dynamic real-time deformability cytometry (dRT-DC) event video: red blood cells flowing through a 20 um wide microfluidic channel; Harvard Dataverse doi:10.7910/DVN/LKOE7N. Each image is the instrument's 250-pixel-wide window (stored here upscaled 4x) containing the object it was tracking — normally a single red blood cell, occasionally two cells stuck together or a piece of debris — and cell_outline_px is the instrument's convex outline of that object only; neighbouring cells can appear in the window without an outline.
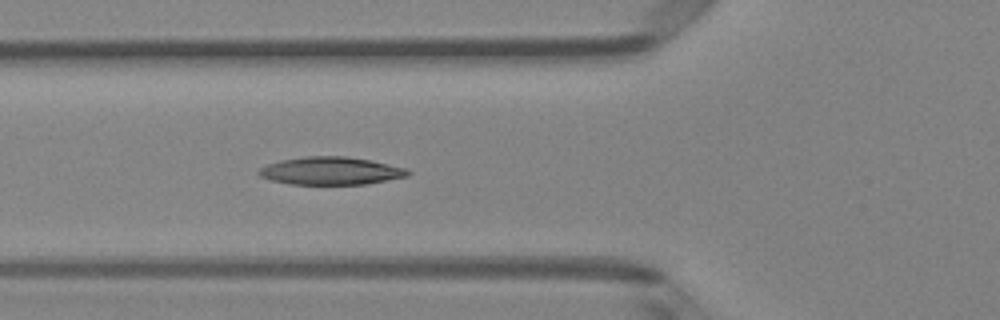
{"species": "Egyptian fruit bat (a non-hibernating species)", "species_latin": "Rousettus aegyptiacus", "temperature_condition": "room temperature", "stored_images_in_passage": 42, "camera_frame_rate_fps": 3000, "um_per_image_px": 0.085, "animal": {"sex": "female"}, "frame": {"image": 1, "passage_image": 10, "time_ms": 3.0, "image_size_px": [1000, 320], "cell_outline_px": [[412, 172], [408, 176], [364, 184], [288, 184], [272, 180], [260, 176], [256, 172], [260, 168], [268, 164], [280, 160], [304, 156], [348, 156], [372, 160], [404, 168]], "centroid_in_image_um": [28.1, 14.51], "position_along_channel_um": 97.7, "area_um2": 24.1}}
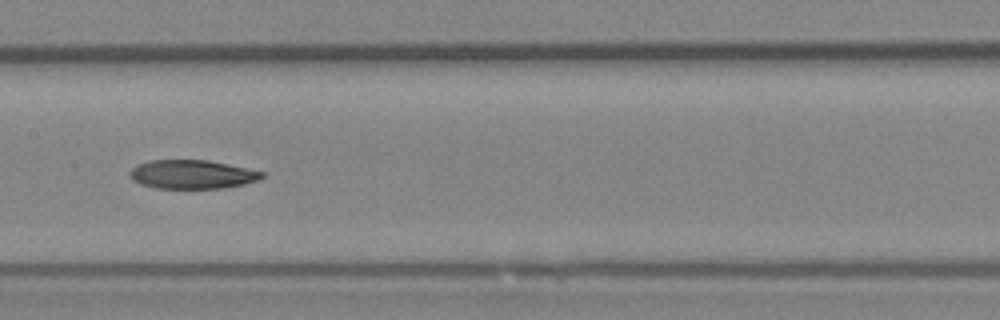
{"frame": {"image": 2, "passage_image": 17, "time_ms": 5.333, "image_size_px": [1000, 320], "cell_outline_px": [[264, 176], [260, 180], [244, 184], [224, 188], [156, 188], [140, 184], [132, 180], [128, 172], [136, 164], [148, 160], [208, 160], [228, 164], [264, 172]], "centroid_in_image_um": [16.31, 14.82], "position_along_channel_um": 191.1, "area_um2": 22.31}}
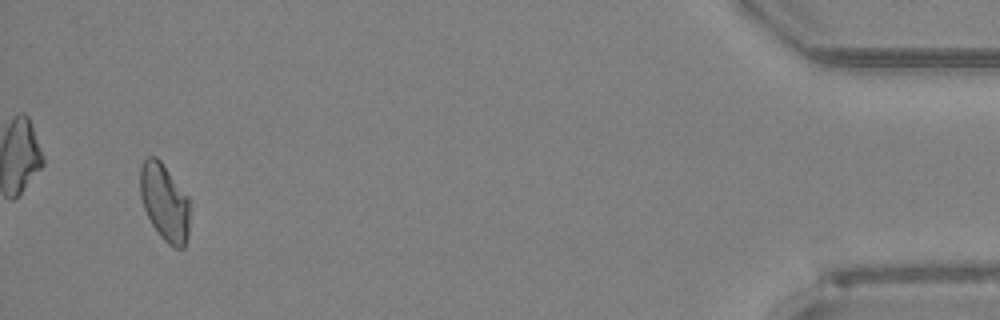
{"frame": {"image": 3, "passage_image": 40, "time_ms": 13.0, "image_size_px": [1000, 320], "cell_outline_px": [[188, 236], [184, 248], [176, 248], [168, 244], [160, 236], [152, 224], [144, 208], [140, 196], [140, 164], [148, 156], [156, 156], [160, 160], [188, 196]], "centroid_in_image_um": [13.97, 17.18], "position_along_channel_um": 421.2, "area_um2": 22.2}}